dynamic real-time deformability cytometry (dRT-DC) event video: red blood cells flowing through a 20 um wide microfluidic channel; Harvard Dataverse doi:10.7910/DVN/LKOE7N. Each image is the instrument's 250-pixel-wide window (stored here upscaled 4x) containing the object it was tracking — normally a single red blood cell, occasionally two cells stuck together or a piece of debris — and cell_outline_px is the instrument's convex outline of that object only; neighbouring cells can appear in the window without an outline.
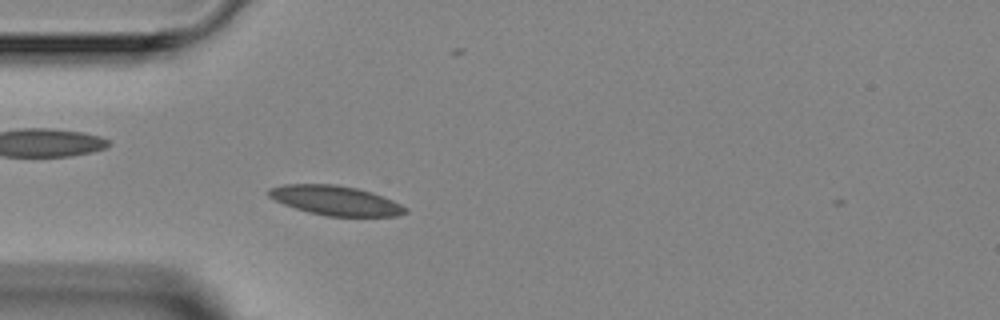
{"species": "Egyptian fruit bat (a non-hibernating species)", "species_latin": "Rousettus aegyptiacus", "temperature_condition": "room temperature", "stored_images_in_passage": 2, "camera_frame_rate_fps": 3000, "um_per_image_px": 0.085, "animal": {"sex": "female"}, "frame": {"image": 1, "passage_image": 2, "time_ms": 1.333, "image_size_px": [1000, 320], "cell_outline_px": [[408, 212], [396, 216], [328, 216], [308, 212], [284, 204], [268, 196], [268, 188], [284, 184], [336, 184], [356, 188], [372, 192], [392, 200], [408, 208]], "centroid_in_image_um": [28.52, 17.03], "position_along_channel_um": 56.5, "area_um2": 23.41}}